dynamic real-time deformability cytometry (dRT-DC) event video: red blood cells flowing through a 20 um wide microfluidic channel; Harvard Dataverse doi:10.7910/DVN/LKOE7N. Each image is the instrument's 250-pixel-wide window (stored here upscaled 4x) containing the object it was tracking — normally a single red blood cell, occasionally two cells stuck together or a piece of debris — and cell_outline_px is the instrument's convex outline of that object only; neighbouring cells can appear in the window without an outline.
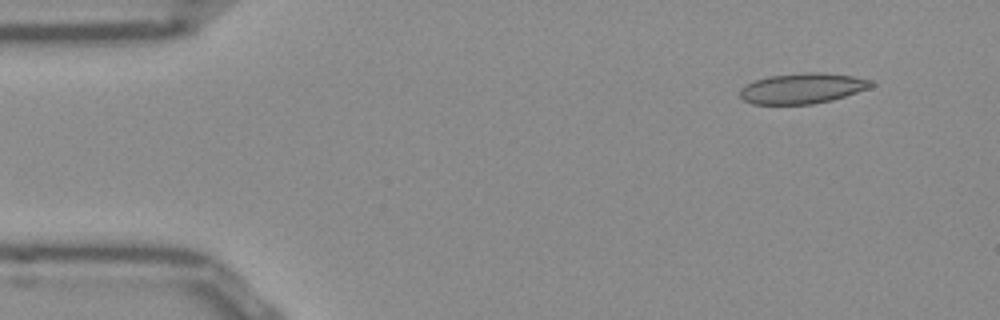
{"species": "Egyptian fruit bat (a non-hibernating species)", "species_latin": "Rousettus aegyptiacus", "temperature_condition": "room temperature", "stored_images_in_passage": 49, "camera_frame_rate_fps": 3000, "um_per_image_px": 0.085, "frame": {"image": 1, "passage_image": 2, "time_ms": 0.333, "image_size_px": [1000, 320], "cell_outline_px": [[876, 84], [868, 88], [832, 100], [812, 104], [752, 104], [744, 100], [740, 96], [740, 88], [756, 80], [768, 76], [808, 72], [820, 72], [852, 76], [872, 80]], "centroid_in_image_um": [68.2, 7.51], "position_along_channel_um": 16.8, "area_um2": 23.12}}
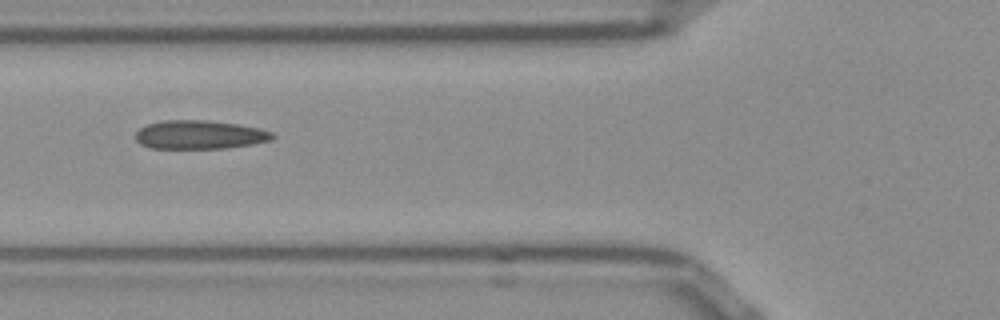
{"frame": {"image": 2, "passage_image": 16, "time_ms": 5.0, "image_size_px": [1000, 320], "cell_outline_px": [[276, 136], [272, 140], [252, 144], [228, 148], [148, 148], [140, 144], [136, 140], [136, 132], [140, 128], [148, 124], [164, 120], [208, 120], [240, 124], [260, 128], [272, 132]], "centroid_in_image_um": [17.0, 11.45], "position_along_channel_um": 108.8, "area_um2": 23.06}}
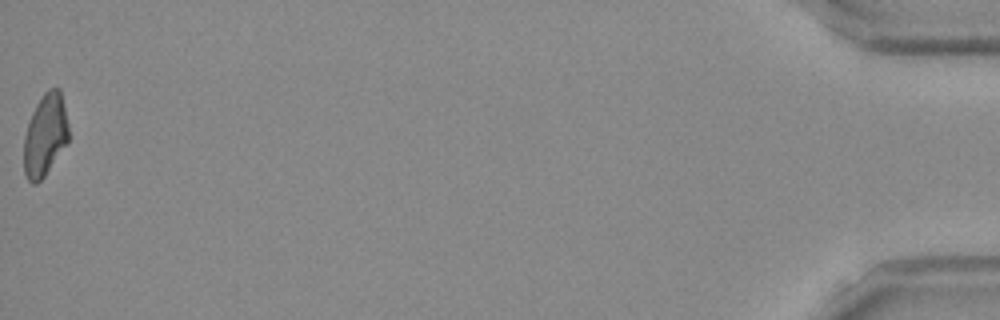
{"frame": {"image": 3, "passage_image": 49, "time_ms": 16.0, "image_size_px": [1000, 320], "cell_outline_px": [[68, 140], [44, 176], [36, 184], [32, 184], [28, 180], [24, 172], [24, 136], [32, 112], [36, 104], [44, 92], [48, 88], [60, 88], [68, 124]], "centroid_in_image_um": [3.82, 11.46], "position_along_channel_um": 431.4, "area_um2": 21.15}, "authors_computed_cell_mechanics": {"area_um2": 22.542, "velocity_mm_per_s": 3.8781, "shape_relaxation_time_tau1_ms": null, "shape_relaxation_time_tau2_ms": 3.2371, "deformation_change_tau1": null, "deformation_change_tau2": 0.0958}}